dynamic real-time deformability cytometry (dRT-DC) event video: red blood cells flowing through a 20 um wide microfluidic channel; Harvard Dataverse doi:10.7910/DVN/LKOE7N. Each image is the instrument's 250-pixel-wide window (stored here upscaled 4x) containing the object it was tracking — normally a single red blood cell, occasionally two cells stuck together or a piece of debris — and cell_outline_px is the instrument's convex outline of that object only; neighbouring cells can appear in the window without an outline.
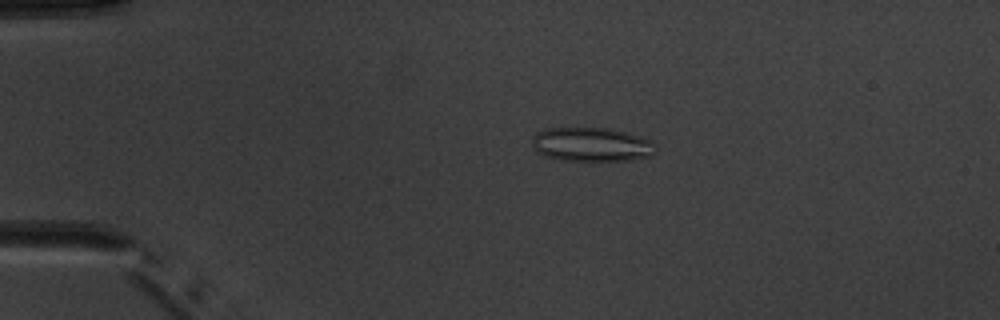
{"species": "common noctule bat (a hibernating species)", "species_latin": "Nyctalus noctula", "temperature_condition": "warm", "stored_images_in_passage": 6, "camera_frame_rate_fps": 3000, "um_per_image_px": 0.085, "animal": {"sex": "male", "body_mass_g": 20.1, "forearm_length_mm": 53.5}, "frame": {"image": 1, "passage_image": 3, "time_ms": 2.333, "image_size_px": [1000, 320], "cell_outline_px": [[656, 152], [652, 156], [632, 160], [560, 160], [544, 156], [536, 152], [532, 148], [532, 136], [536, 132], [544, 128], [612, 128], [640, 136], [652, 140], [656, 144]], "centroid_in_image_um": [50.28, 12.28], "position_along_channel_um": 34.7, "area_um2": 24.97}}
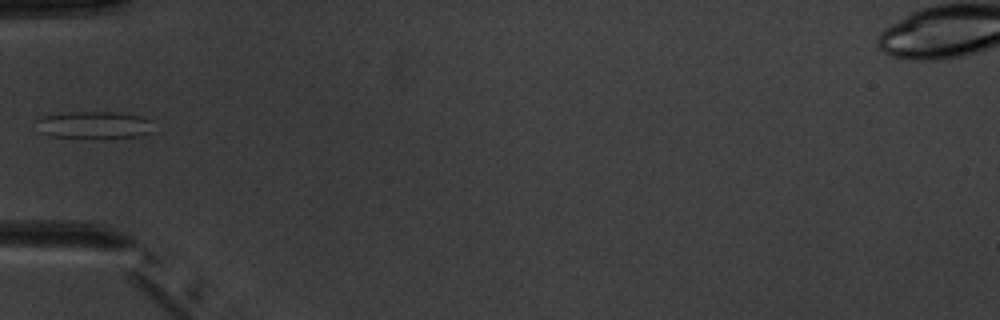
{"frame": {"image": 2, "passage_image": 5, "time_ms": 4.667, "image_size_px": [1000, 320], "cell_outline_px": [[152, 120], [148, 132], [136, 136], [48, 136], [40, 132], [40, 120], [44, 116], [68, 112], [112, 112], [140, 116]], "centroid_in_image_um": [8.0, 10.59], "position_along_channel_um": 77.0, "area_um2": 17.4}}
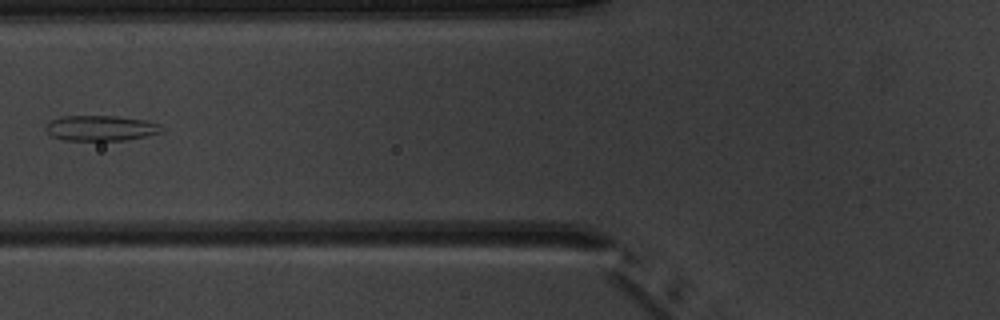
{"frame": {"image": 3, "passage_image": 6, "time_ms": 5.667, "image_size_px": [1000, 320], "cell_outline_px": [[164, 132], [148, 136], [124, 140], [64, 140], [52, 136], [44, 128], [44, 124], [48, 120], [60, 116], [116, 116], [148, 120], [160, 124], [164, 128]], "centroid_in_image_um": [8.58, 10.88], "position_along_channel_um": 117.2, "area_um2": 17.51}}